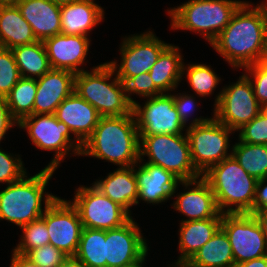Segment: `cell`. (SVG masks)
<instances>
[{
	"mask_svg": "<svg viewBox=\"0 0 267 267\" xmlns=\"http://www.w3.org/2000/svg\"><path fill=\"white\" fill-rule=\"evenodd\" d=\"M252 5L243 2L233 13L229 24L211 43L215 51L236 69L264 61L263 2L254 8Z\"/></svg>",
	"mask_w": 267,
	"mask_h": 267,
	"instance_id": "cell-1",
	"label": "cell"
},
{
	"mask_svg": "<svg viewBox=\"0 0 267 267\" xmlns=\"http://www.w3.org/2000/svg\"><path fill=\"white\" fill-rule=\"evenodd\" d=\"M80 155L106 160L119 167L138 164L140 135L133 115L100 117L91 136L83 143Z\"/></svg>",
	"mask_w": 267,
	"mask_h": 267,
	"instance_id": "cell-2",
	"label": "cell"
},
{
	"mask_svg": "<svg viewBox=\"0 0 267 267\" xmlns=\"http://www.w3.org/2000/svg\"><path fill=\"white\" fill-rule=\"evenodd\" d=\"M54 172L55 169L45 167L32 177L28 178V174H25L18 181L7 184V187L0 191V220H7L23 227L40 219L46 208L57 198L52 193H44ZM42 201L45 205L44 210Z\"/></svg>",
	"mask_w": 267,
	"mask_h": 267,
	"instance_id": "cell-3",
	"label": "cell"
},
{
	"mask_svg": "<svg viewBox=\"0 0 267 267\" xmlns=\"http://www.w3.org/2000/svg\"><path fill=\"white\" fill-rule=\"evenodd\" d=\"M202 177L209 183L220 213L253 214L258 180L250 176L233 155L211 166Z\"/></svg>",
	"mask_w": 267,
	"mask_h": 267,
	"instance_id": "cell-4",
	"label": "cell"
},
{
	"mask_svg": "<svg viewBox=\"0 0 267 267\" xmlns=\"http://www.w3.org/2000/svg\"><path fill=\"white\" fill-rule=\"evenodd\" d=\"M91 70L75 74L74 92L92 105L101 117L131 114L133 104L123 93L118 77L111 78L115 71L109 62Z\"/></svg>",
	"mask_w": 267,
	"mask_h": 267,
	"instance_id": "cell-5",
	"label": "cell"
},
{
	"mask_svg": "<svg viewBox=\"0 0 267 267\" xmlns=\"http://www.w3.org/2000/svg\"><path fill=\"white\" fill-rule=\"evenodd\" d=\"M244 1L190 0L168 10L171 28L200 33L211 44L229 24L233 13Z\"/></svg>",
	"mask_w": 267,
	"mask_h": 267,
	"instance_id": "cell-6",
	"label": "cell"
},
{
	"mask_svg": "<svg viewBox=\"0 0 267 267\" xmlns=\"http://www.w3.org/2000/svg\"><path fill=\"white\" fill-rule=\"evenodd\" d=\"M147 156V163L161 166L181 181L194 180L202 175L191 161L187 134L140 136V159Z\"/></svg>",
	"mask_w": 267,
	"mask_h": 267,
	"instance_id": "cell-7",
	"label": "cell"
},
{
	"mask_svg": "<svg viewBox=\"0 0 267 267\" xmlns=\"http://www.w3.org/2000/svg\"><path fill=\"white\" fill-rule=\"evenodd\" d=\"M235 132L213 118H195L186 134L190 144L191 161L202 175L211 166L232 155L229 149V134Z\"/></svg>",
	"mask_w": 267,
	"mask_h": 267,
	"instance_id": "cell-8",
	"label": "cell"
},
{
	"mask_svg": "<svg viewBox=\"0 0 267 267\" xmlns=\"http://www.w3.org/2000/svg\"><path fill=\"white\" fill-rule=\"evenodd\" d=\"M17 126L27 130L37 148L55 151V157L47 168L56 170L72 149L74 155L80 156L83 144L79 140L70 139V134H73L70 128L58 121L54 114H31L22 118Z\"/></svg>",
	"mask_w": 267,
	"mask_h": 267,
	"instance_id": "cell-9",
	"label": "cell"
},
{
	"mask_svg": "<svg viewBox=\"0 0 267 267\" xmlns=\"http://www.w3.org/2000/svg\"><path fill=\"white\" fill-rule=\"evenodd\" d=\"M214 117L230 129L237 131L263 110L254 95L250 79L243 74L215 98Z\"/></svg>",
	"mask_w": 267,
	"mask_h": 267,
	"instance_id": "cell-10",
	"label": "cell"
},
{
	"mask_svg": "<svg viewBox=\"0 0 267 267\" xmlns=\"http://www.w3.org/2000/svg\"><path fill=\"white\" fill-rule=\"evenodd\" d=\"M75 192L71 204L77 209L83 227L110 230L123 226L132 218L94 185L81 186Z\"/></svg>",
	"mask_w": 267,
	"mask_h": 267,
	"instance_id": "cell-11",
	"label": "cell"
},
{
	"mask_svg": "<svg viewBox=\"0 0 267 267\" xmlns=\"http://www.w3.org/2000/svg\"><path fill=\"white\" fill-rule=\"evenodd\" d=\"M221 229L231 244L235 265L267 255L266 238L253 214L224 213Z\"/></svg>",
	"mask_w": 267,
	"mask_h": 267,
	"instance_id": "cell-12",
	"label": "cell"
},
{
	"mask_svg": "<svg viewBox=\"0 0 267 267\" xmlns=\"http://www.w3.org/2000/svg\"><path fill=\"white\" fill-rule=\"evenodd\" d=\"M132 112L140 136L183 134L186 127L170 93L150 97L143 107L135 101Z\"/></svg>",
	"mask_w": 267,
	"mask_h": 267,
	"instance_id": "cell-13",
	"label": "cell"
},
{
	"mask_svg": "<svg viewBox=\"0 0 267 267\" xmlns=\"http://www.w3.org/2000/svg\"><path fill=\"white\" fill-rule=\"evenodd\" d=\"M41 218L48 229L49 244L67 256H75L83 226L71 201L57 197L46 208Z\"/></svg>",
	"mask_w": 267,
	"mask_h": 267,
	"instance_id": "cell-14",
	"label": "cell"
},
{
	"mask_svg": "<svg viewBox=\"0 0 267 267\" xmlns=\"http://www.w3.org/2000/svg\"><path fill=\"white\" fill-rule=\"evenodd\" d=\"M169 45L151 31L139 35L134 34L126 37L121 44L120 65L118 66L117 61H110L109 64L117 77H134L149 72L160 54Z\"/></svg>",
	"mask_w": 267,
	"mask_h": 267,
	"instance_id": "cell-15",
	"label": "cell"
},
{
	"mask_svg": "<svg viewBox=\"0 0 267 267\" xmlns=\"http://www.w3.org/2000/svg\"><path fill=\"white\" fill-rule=\"evenodd\" d=\"M131 218L123 226L105 230L107 267H129L144 262L148 244Z\"/></svg>",
	"mask_w": 267,
	"mask_h": 267,
	"instance_id": "cell-16",
	"label": "cell"
},
{
	"mask_svg": "<svg viewBox=\"0 0 267 267\" xmlns=\"http://www.w3.org/2000/svg\"><path fill=\"white\" fill-rule=\"evenodd\" d=\"M187 192L180 193L176 196V201L173 203V208L181 214L187 216L188 219L183 221L204 220L208 218H222L215 196L209 183L201 176L194 180L180 181Z\"/></svg>",
	"mask_w": 267,
	"mask_h": 267,
	"instance_id": "cell-17",
	"label": "cell"
},
{
	"mask_svg": "<svg viewBox=\"0 0 267 267\" xmlns=\"http://www.w3.org/2000/svg\"><path fill=\"white\" fill-rule=\"evenodd\" d=\"M88 36L57 34L43 41L52 69L68 70L73 73L84 71L79 66L84 63L89 51Z\"/></svg>",
	"mask_w": 267,
	"mask_h": 267,
	"instance_id": "cell-18",
	"label": "cell"
},
{
	"mask_svg": "<svg viewBox=\"0 0 267 267\" xmlns=\"http://www.w3.org/2000/svg\"><path fill=\"white\" fill-rule=\"evenodd\" d=\"M37 91L33 114H54L57 107L75 89V73L68 70L51 69L36 79Z\"/></svg>",
	"mask_w": 267,
	"mask_h": 267,
	"instance_id": "cell-19",
	"label": "cell"
},
{
	"mask_svg": "<svg viewBox=\"0 0 267 267\" xmlns=\"http://www.w3.org/2000/svg\"><path fill=\"white\" fill-rule=\"evenodd\" d=\"M145 163V164H144ZM135 169L138 184V199L158 204L171 199L176 193L180 179L161 166L144 162Z\"/></svg>",
	"mask_w": 267,
	"mask_h": 267,
	"instance_id": "cell-20",
	"label": "cell"
},
{
	"mask_svg": "<svg viewBox=\"0 0 267 267\" xmlns=\"http://www.w3.org/2000/svg\"><path fill=\"white\" fill-rule=\"evenodd\" d=\"M54 115L70 128L75 136L73 139L82 144L91 136L101 117L92 105L75 92L57 107Z\"/></svg>",
	"mask_w": 267,
	"mask_h": 267,
	"instance_id": "cell-21",
	"label": "cell"
},
{
	"mask_svg": "<svg viewBox=\"0 0 267 267\" xmlns=\"http://www.w3.org/2000/svg\"><path fill=\"white\" fill-rule=\"evenodd\" d=\"M17 6L38 41L61 33V6L49 0H20Z\"/></svg>",
	"mask_w": 267,
	"mask_h": 267,
	"instance_id": "cell-22",
	"label": "cell"
},
{
	"mask_svg": "<svg viewBox=\"0 0 267 267\" xmlns=\"http://www.w3.org/2000/svg\"><path fill=\"white\" fill-rule=\"evenodd\" d=\"M61 33L87 36L104 19V10L94 0H77L60 7Z\"/></svg>",
	"mask_w": 267,
	"mask_h": 267,
	"instance_id": "cell-23",
	"label": "cell"
},
{
	"mask_svg": "<svg viewBox=\"0 0 267 267\" xmlns=\"http://www.w3.org/2000/svg\"><path fill=\"white\" fill-rule=\"evenodd\" d=\"M135 166L137 167L138 164L117 168L113 173H109L105 179H100L93 184L129 214L131 212L130 207L139 204Z\"/></svg>",
	"mask_w": 267,
	"mask_h": 267,
	"instance_id": "cell-24",
	"label": "cell"
},
{
	"mask_svg": "<svg viewBox=\"0 0 267 267\" xmlns=\"http://www.w3.org/2000/svg\"><path fill=\"white\" fill-rule=\"evenodd\" d=\"M222 218L183 221L179 229L180 257L176 261H189L194 254L221 228Z\"/></svg>",
	"mask_w": 267,
	"mask_h": 267,
	"instance_id": "cell-25",
	"label": "cell"
},
{
	"mask_svg": "<svg viewBox=\"0 0 267 267\" xmlns=\"http://www.w3.org/2000/svg\"><path fill=\"white\" fill-rule=\"evenodd\" d=\"M38 41L18 6L0 7V47L12 49Z\"/></svg>",
	"mask_w": 267,
	"mask_h": 267,
	"instance_id": "cell-26",
	"label": "cell"
},
{
	"mask_svg": "<svg viewBox=\"0 0 267 267\" xmlns=\"http://www.w3.org/2000/svg\"><path fill=\"white\" fill-rule=\"evenodd\" d=\"M179 47L170 44L149 71L155 87L161 93L177 88L183 76V61Z\"/></svg>",
	"mask_w": 267,
	"mask_h": 267,
	"instance_id": "cell-27",
	"label": "cell"
},
{
	"mask_svg": "<svg viewBox=\"0 0 267 267\" xmlns=\"http://www.w3.org/2000/svg\"><path fill=\"white\" fill-rule=\"evenodd\" d=\"M199 267H234L232 247L220 228L189 260Z\"/></svg>",
	"mask_w": 267,
	"mask_h": 267,
	"instance_id": "cell-28",
	"label": "cell"
},
{
	"mask_svg": "<svg viewBox=\"0 0 267 267\" xmlns=\"http://www.w3.org/2000/svg\"><path fill=\"white\" fill-rule=\"evenodd\" d=\"M11 50L23 78L37 79L52 69L43 41L16 46Z\"/></svg>",
	"mask_w": 267,
	"mask_h": 267,
	"instance_id": "cell-29",
	"label": "cell"
},
{
	"mask_svg": "<svg viewBox=\"0 0 267 267\" xmlns=\"http://www.w3.org/2000/svg\"><path fill=\"white\" fill-rule=\"evenodd\" d=\"M75 257L86 267H107L105 230L83 227Z\"/></svg>",
	"mask_w": 267,
	"mask_h": 267,
	"instance_id": "cell-30",
	"label": "cell"
},
{
	"mask_svg": "<svg viewBox=\"0 0 267 267\" xmlns=\"http://www.w3.org/2000/svg\"><path fill=\"white\" fill-rule=\"evenodd\" d=\"M231 149L234 158L250 176L257 180L267 178V145L239 140Z\"/></svg>",
	"mask_w": 267,
	"mask_h": 267,
	"instance_id": "cell-31",
	"label": "cell"
},
{
	"mask_svg": "<svg viewBox=\"0 0 267 267\" xmlns=\"http://www.w3.org/2000/svg\"><path fill=\"white\" fill-rule=\"evenodd\" d=\"M36 91V79L22 77L5 97L10 114L17 122L33 114Z\"/></svg>",
	"mask_w": 267,
	"mask_h": 267,
	"instance_id": "cell-32",
	"label": "cell"
},
{
	"mask_svg": "<svg viewBox=\"0 0 267 267\" xmlns=\"http://www.w3.org/2000/svg\"><path fill=\"white\" fill-rule=\"evenodd\" d=\"M185 71L191 88L199 96L211 95L221 80L206 64H188V67L183 65V75Z\"/></svg>",
	"mask_w": 267,
	"mask_h": 267,
	"instance_id": "cell-33",
	"label": "cell"
},
{
	"mask_svg": "<svg viewBox=\"0 0 267 267\" xmlns=\"http://www.w3.org/2000/svg\"><path fill=\"white\" fill-rule=\"evenodd\" d=\"M23 235L21 241L13 250L22 255H27L31 250L49 244V233L45 221L40 218L21 227Z\"/></svg>",
	"mask_w": 267,
	"mask_h": 267,
	"instance_id": "cell-34",
	"label": "cell"
},
{
	"mask_svg": "<svg viewBox=\"0 0 267 267\" xmlns=\"http://www.w3.org/2000/svg\"><path fill=\"white\" fill-rule=\"evenodd\" d=\"M21 78L12 50L0 47V97L5 98Z\"/></svg>",
	"mask_w": 267,
	"mask_h": 267,
	"instance_id": "cell-35",
	"label": "cell"
},
{
	"mask_svg": "<svg viewBox=\"0 0 267 267\" xmlns=\"http://www.w3.org/2000/svg\"><path fill=\"white\" fill-rule=\"evenodd\" d=\"M123 93L128 97L133 104L135 100L130 95L136 93L143 98L153 97L162 94L154 85L149 72L139 74L134 77H118Z\"/></svg>",
	"mask_w": 267,
	"mask_h": 267,
	"instance_id": "cell-36",
	"label": "cell"
},
{
	"mask_svg": "<svg viewBox=\"0 0 267 267\" xmlns=\"http://www.w3.org/2000/svg\"><path fill=\"white\" fill-rule=\"evenodd\" d=\"M237 131L241 142L267 145V115L262 111Z\"/></svg>",
	"mask_w": 267,
	"mask_h": 267,
	"instance_id": "cell-37",
	"label": "cell"
},
{
	"mask_svg": "<svg viewBox=\"0 0 267 267\" xmlns=\"http://www.w3.org/2000/svg\"><path fill=\"white\" fill-rule=\"evenodd\" d=\"M244 68L246 69L245 75L252 83L254 95L258 103L264 107L267 104V62H257Z\"/></svg>",
	"mask_w": 267,
	"mask_h": 267,
	"instance_id": "cell-38",
	"label": "cell"
},
{
	"mask_svg": "<svg viewBox=\"0 0 267 267\" xmlns=\"http://www.w3.org/2000/svg\"><path fill=\"white\" fill-rule=\"evenodd\" d=\"M21 160L19 156H12L0 149V183L10 184L27 174Z\"/></svg>",
	"mask_w": 267,
	"mask_h": 267,
	"instance_id": "cell-39",
	"label": "cell"
},
{
	"mask_svg": "<svg viewBox=\"0 0 267 267\" xmlns=\"http://www.w3.org/2000/svg\"><path fill=\"white\" fill-rule=\"evenodd\" d=\"M26 256L41 267H58L67 257L51 244L33 249Z\"/></svg>",
	"mask_w": 267,
	"mask_h": 267,
	"instance_id": "cell-40",
	"label": "cell"
},
{
	"mask_svg": "<svg viewBox=\"0 0 267 267\" xmlns=\"http://www.w3.org/2000/svg\"><path fill=\"white\" fill-rule=\"evenodd\" d=\"M188 95L189 94L186 95L184 93L180 94L179 96L173 94L175 107L177 109L181 121L185 126L187 121H189L188 118L191 117L196 106L195 99L192 96Z\"/></svg>",
	"mask_w": 267,
	"mask_h": 267,
	"instance_id": "cell-41",
	"label": "cell"
},
{
	"mask_svg": "<svg viewBox=\"0 0 267 267\" xmlns=\"http://www.w3.org/2000/svg\"><path fill=\"white\" fill-rule=\"evenodd\" d=\"M17 125L18 122L11 116L6 100L0 97V142L5 138V134L12 126Z\"/></svg>",
	"mask_w": 267,
	"mask_h": 267,
	"instance_id": "cell-42",
	"label": "cell"
},
{
	"mask_svg": "<svg viewBox=\"0 0 267 267\" xmlns=\"http://www.w3.org/2000/svg\"><path fill=\"white\" fill-rule=\"evenodd\" d=\"M265 182H267V178L257 181L253 213L267 210V185Z\"/></svg>",
	"mask_w": 267,
	"mask_h": 267,
	"instance_id": "cell-43",
	"label": "cell"
},
{
	"mask_svg": "<svg viewBox=\"0 0 267 267\" xmlns=\"http://www.w3.org/2000/svg\"><path fill=\"white\" fill-rule=\"evenodd\" d=\"M10 267H41L26 255L13 251Z\"/></svg>",
	"mask_w": 267,
	"mask_h": 267,
	"instance_id": "cell-44",
	"label": "cell"
},
{
	"mask_svg": "<svg viewBox=\"0 0 267 267\" xmlns=\"http://www.w3.org/2000/svg\"><path fill=\"white\" fill-rule=\"evenodd\" d=\"M234 267H267V255L236 264Z\"/></svg>",
	"mask_w": 267,
	"mask_h": 267,
	"instance_id": "cell-45",
	"label": "cell"
},
{
	"mask_svg": "<svg viewBox=\"0 0 267 267\" xmlns=\"http://www.w3.org/2000/svg\"><path fill=\"white\" fill-rule=\"evenodd\" d=\"M253 216L260 224L267 243V210L255 212L253 213Z\"/></svg>",
	"mask_w": 267,
	"mask_h": 267,
	"instance_id": "cell-46",
	"label": "cell"
},
{
	"mask_svg": "<svg viewBox=\"0 0 267 267\" xmlns=\"http://www.w3.org/2000/svg\"><path fill=\"white\" fill-rule=\"evenodd\" d=\"M58 267H86L75 256H67Z\"/></svg>",
	"mask_w": 267,
	"mask_h": 267,
	"instance_id": "cell-47",
	"label": "cell"
},
{
	"mask_svg": "<svg viewBox=\"0 0 267 267\" xmlns=\"http://www.w3.org/2000/svg\"><path fill=\"white\" fill-rule=\"evenodd\" d=\"M263 15L265 24V51H264V61L267 62V2H263Z\"/></svg>",
	"mask_w": 267,
	"mask_h": 267,
	"instance_id": "cell-48",
	"label": "cell"
},
{
	"mask_svg": "<svg viewBox=\"0 0 267 267\" xmlns=\"http://www.w3.org/2000/svg\"><path fill=\"white\" fill-rule=\"evenodd\" d=\"M174 267H199L194 264H192L190 261H177Z\"/></svg>",
	"mask_w": 267,
	"mask_h": 267,
	"instance_id": "cell-49",
	"label": "cell"
},
{
	"mask_svg": "<svg viewBox=\"0 0 267 267\" xmlns=\"http://www.w3.org/2000/svg\"><path fill=\"white\" fill-rule=\"evenodd\" d=\"M20 0H0V7L1 6H17V3Z\"/></svg>",
	"mask_w": 267,
	"mask_h": 267,
	"instance_id": "cell-50",
	"label": "cell"
},
{
	"mask_svg": "<svg viewBox=\"0 0 267 267\" xmlns=\"http://www.w3.org/2000/svg\"><path fill=\"white\" fill-rule=\"evenodd\" d=\"M54 4H57L59 6L70 4L71 2L77 1V0H49Z\"/></svg>",
	"mask_w": 267,
	"mask_h": 267,
	"instance_id": "cell-51",
	"label": "cell"
},
{
	"mask_svg": "<svg viewBox=\"0 0 267 267\" xmlns=\"http://www.w3.org/2000/svg\"><path fill=\"white\" fill-rule=\"evenodd\" d=\"M144 263H145V262H139V263L134 264V265L129 266V267H143V264H144Z\"/></svg>",
	"mask_w": 267,
	"mask_h": 267,
	"instance_id": "cell-52",
	"label": "cell"
},
{
	"mask_svg": "<svg viewBox=\"0 0 267 267\" xmlns=\"http://www.w3.org/2000/svg\"><path fill=\"white\" fill-rule=\"evenodd\" d=\"M262 111L267 115V104L263 107Z\"/></svg>",
	"mask_w": 267,
	"mask_h": 267,
	"instance_id": "cell-53",
	"label": "cell"
}]
</instances>
